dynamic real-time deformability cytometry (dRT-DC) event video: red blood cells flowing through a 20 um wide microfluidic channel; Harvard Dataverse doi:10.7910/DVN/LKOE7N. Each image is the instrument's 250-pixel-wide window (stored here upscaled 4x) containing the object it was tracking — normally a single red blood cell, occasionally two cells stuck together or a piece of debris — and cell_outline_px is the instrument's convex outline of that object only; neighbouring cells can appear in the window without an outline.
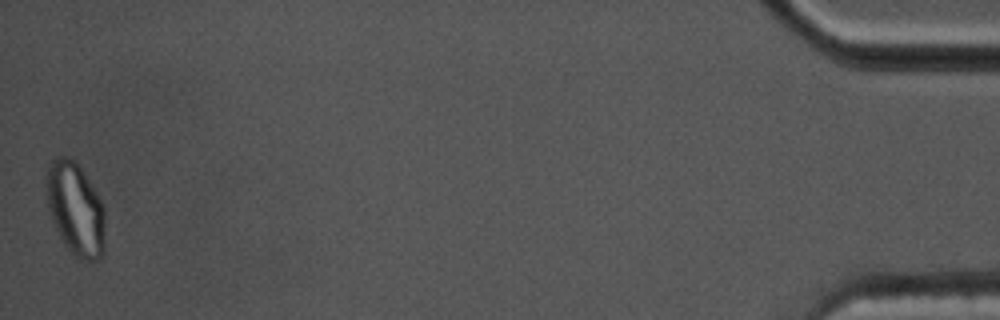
{"species": "common noctule bat (a hibernating species)", "species_latin": "Nyctalus noctula", "temperature_condition": "cold", "stored_images_in_passage": 47, "segment_of_instrument_passage": [2, 2], "camera_frame_rate_fps": 3000, "um_per_image_px": 0.085, "animal": {"sex": "male", "body_mass_g": 17.5, "forearm_length_mm": 52.3}, "frame": {"image": 1, "passage_image": 47, "time_ms": 15.333, "image_size_px": [1000, 320], "cell_outline_px": [[104, 252], [100, 260], [76, 260], [64, 244], [48, 212], [44, 192], [44, 176], [52, 160], [56, 156], [68, 156], [76, 160], [84, 172], [100, 200], [104, 208]], "centroid_in_image_um": [6.37, 17.75], "position_along_channel_um": 428.8, "area_um2": 32.6}}